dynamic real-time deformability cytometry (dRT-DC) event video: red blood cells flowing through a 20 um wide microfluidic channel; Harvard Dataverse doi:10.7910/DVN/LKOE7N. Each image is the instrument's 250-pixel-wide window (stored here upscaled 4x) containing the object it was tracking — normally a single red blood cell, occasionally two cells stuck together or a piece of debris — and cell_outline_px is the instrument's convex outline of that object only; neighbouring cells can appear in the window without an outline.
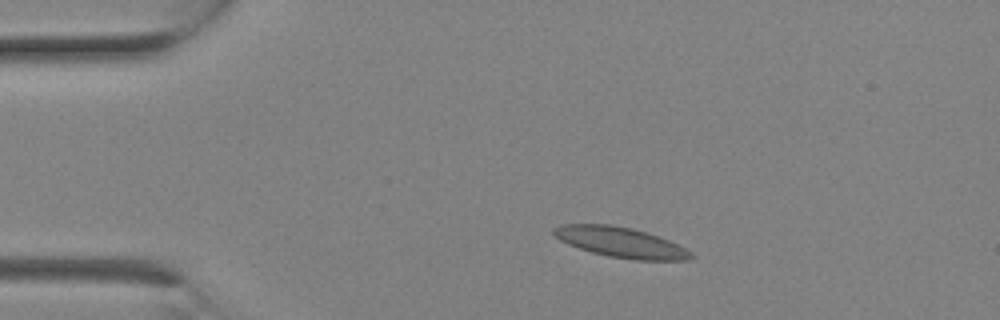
{"species": "Egyptian fruit bat (a non-hibernating species)", "species_latin": "Rousettus aegyptiacus", "temperature_condition": "room temperature", "stored_images_in_passage": 2, "camera_frame_rate_fps": 3000, "um_per_image_px": 0.085, "animal": {"sex": "female"}, "frame": {"image": 1, "passage_image": 1, "time_ms": 0.0, "image_size_px": [1000, 320], "cell_outline_px": [[696, 256], [688, 260], [632, 260], [608, 256], [592, 252], [568, 244], [560, 240], [552, 232], [552, 228], [560, 224], [612, 224], [632, 228], [648, 232], [668, 240], [692, 252]], "centroid_in_image_um": [52.76, 20.59], "position_along_channel_um": 32.2, "area_um2": 24.28}}
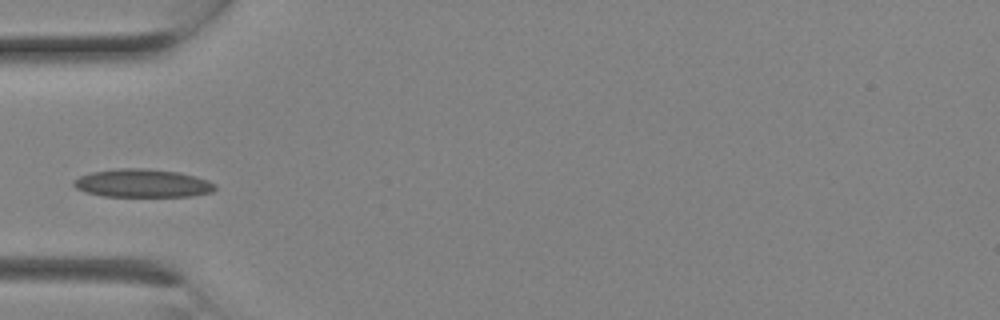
{"frame": {"image": 2, "passage_image": 2, "time_ms": 0.333, "image_size_px": [1000, 320], "cell_outline_px": [[216, 188], [212, 192], [192, 196], [104, 196], [84, 192], [76, 188], [72, 184], [72, 180], [80, 176], [92, 172], [120, 168], [148, 168], [180, 172], [196, 176], [208, 180], [216, 184]], "centroid_in_image_um": [12.12, 15.57], "position_along_channel_um": 72.9, "area_um2": 23.41}}